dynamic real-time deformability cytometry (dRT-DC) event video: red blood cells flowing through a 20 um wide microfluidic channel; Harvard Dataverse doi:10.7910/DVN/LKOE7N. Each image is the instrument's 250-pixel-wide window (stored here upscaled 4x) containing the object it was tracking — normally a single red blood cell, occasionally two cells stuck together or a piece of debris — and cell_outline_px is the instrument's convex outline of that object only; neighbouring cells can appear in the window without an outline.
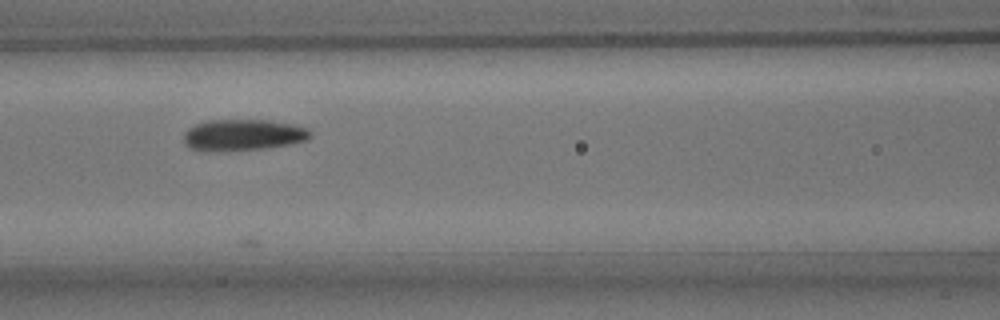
{"species": "common noctule bat (a hibernating species)", "species_latin": "Nyctalus noctula", "temperature_condition": "room temperature", "stored_images_in_passage": 6, "camera_frame_rate_fps": 3000, "um_per_image_px": 0.085, "animal": {"sex": "male", "body_mass_g": 15.6}, "frame": {"image": 1, "passage_image": 3, "time_ms": 2.333, "image_size_px": [1000, 320], "cell_outline_px": [[312, 136], [308, 140], [292, 144], [264, 148], [228, 152], [208, 152], [188, 148], [184, 144], [184, 132], [188, 128], [196, 124], [208, 120], [268, 120], [292, 124], [308, 128], [312, 132]], "centroid_in_image_um": [20.64, 11.49], "position_along_channel_um": 146.0, "area_um2": 23.7}}
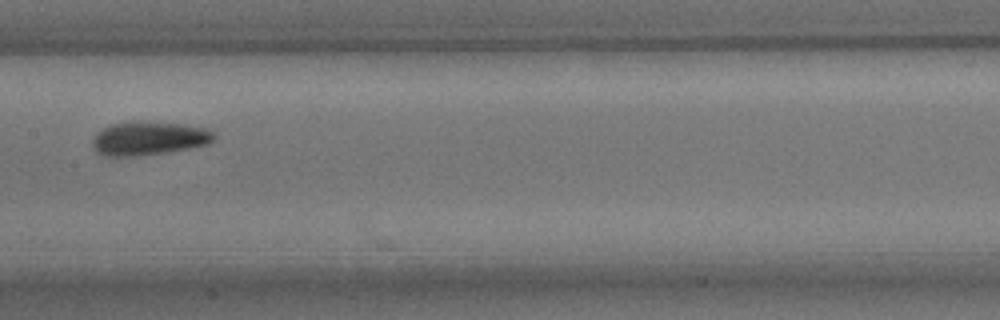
{"frame": {"image": 2, "passage_image": 4, "time_ms": 3.667, "image_size_px": [1000, 320], "cell_outline_px": [[216, 136], [208, 144], [188, 148], [164, 152], [132, 156], [104, 156], [96, 152], [92, 148], [92, 140], [96, 132], [112, 124], [132, 120], [140, 120], [176, 124], [208, 128]], "centroid_in_image_um": [12.59, 11.74], "position_along_channel_um": 194.8, "area_um2": 23.81}}
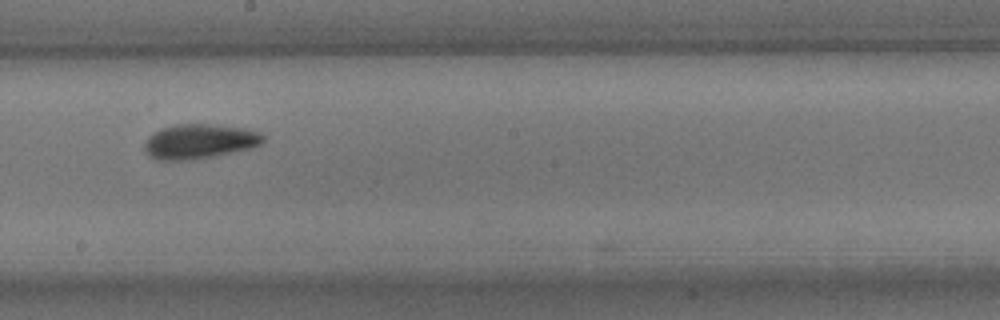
{"frame": {"image": 3, "passage_image": 5, "time_ms": 4.667, "image_size_px": [1000, 320], "cell_outline_px": [[264, 140], [260, 144], [252, 148], [192, 160], [156, 160], [148, 156], [144, 148], [144, 144], [148, 136], [160, 128], [176, 124], [208, 124], [244, 128], [260, 132], [264, 136]], "centroid_in_image_um": [16.92, 12.02], "position_along_channel_um": 231.3, "area_um2": 24.04}}